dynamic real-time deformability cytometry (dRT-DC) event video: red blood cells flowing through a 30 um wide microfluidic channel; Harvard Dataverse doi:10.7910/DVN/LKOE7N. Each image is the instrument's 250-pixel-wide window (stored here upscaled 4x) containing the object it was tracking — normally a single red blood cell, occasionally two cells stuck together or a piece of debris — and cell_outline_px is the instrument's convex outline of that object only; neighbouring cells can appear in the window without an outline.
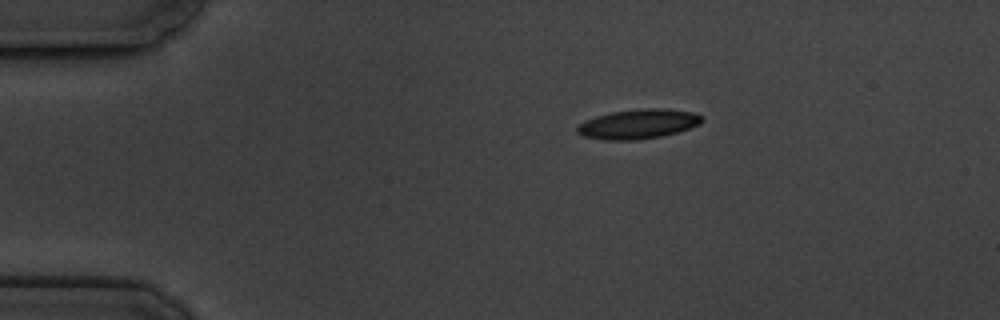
{"species": "common noctule bat (a hibernating species)", "species_latin": "Nyctalus noctula", "temperature_condition": "cold", "stored_images_in_passage": 4, "camera_frame_rate_fps": 3000, "um_per_image_px": 0.085, "animal": {"sex": "male", "body_mass_g": 19.5, "forearm_length_mm": 54.6}, "frame": {"image": 1, "passage_image": 1, "time_ms": 0.0, "image_size_px": [1000, 320], "cell_outline_px": [[704, 120], [700, 124], [676, 132], [660, 136], [636, 140], [604, 140], [584, 136], [576, 132], [576, 128], [584, 120], [596, 116], [612, 112], [644, 108], [664, 108], [692, 112], [704, 116]], "centroid_in_image_um": [54.25, 10.53], "position_along_channel_um": 30.8, "area_um2": 21.44}}
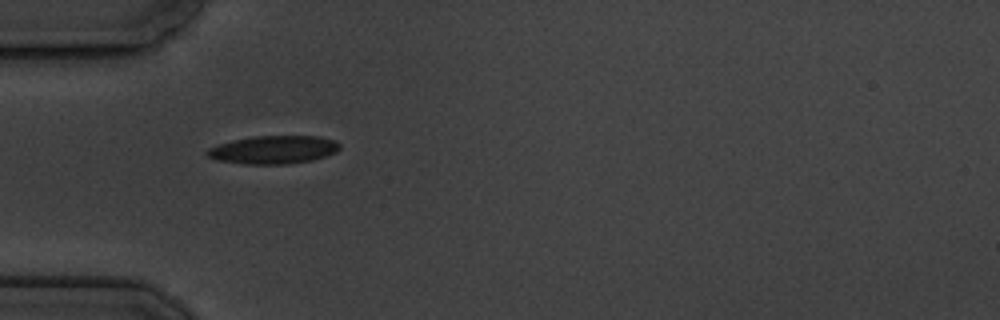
{"frame": {"image": 2, "passage_image": 3, "time_ms": 2.333, "image_size_px": [1000, 320], "cell_outline_px": [[340, 148], [336, 152], [312, 160], [288, 164], [244, 164], [216, 160], [208, 156], [204, 152], [208, 148], [216, 144], [232, 140], [252, 136], [320, 136], [336, 140], [340, 144]], "centroid_in_image_um": [23.22, 12.72], "position_along_channel_um": 61.8, "area_um2": 21.96}}